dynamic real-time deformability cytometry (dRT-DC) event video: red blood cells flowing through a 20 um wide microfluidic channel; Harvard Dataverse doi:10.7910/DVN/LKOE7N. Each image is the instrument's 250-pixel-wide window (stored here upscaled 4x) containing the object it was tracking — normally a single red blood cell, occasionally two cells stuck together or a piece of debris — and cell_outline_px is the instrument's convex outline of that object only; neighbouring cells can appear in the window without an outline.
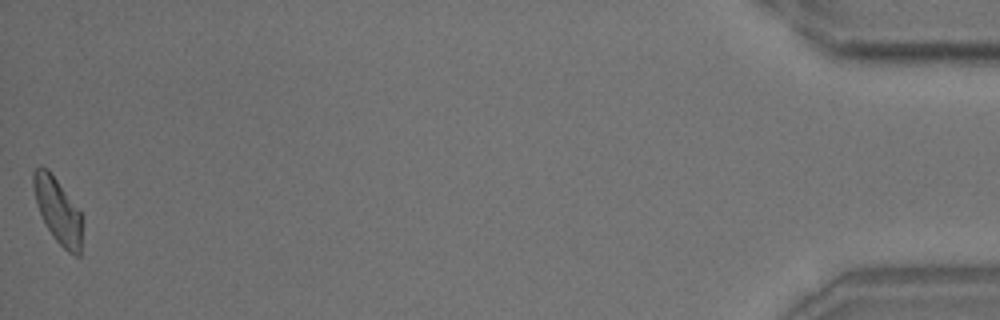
{"species": "common noctule bat (a hibernating species)", "species_latin": "Nyctalus noctula", "temperature_condition": "room temperature", "stored_images_in_passage": 39, "camera_frame_rate_fps": 3000, "um_per_image_px": 0.085, "animal": {"sex": "male", "body_mass_g": 18.8}, "frame": {"image": 1, "passage_image": 39, "time_ms": 12.667, "image_size_px": [1000, 320], "cell_outline_px": [[80, 256], [76, 256], [68, 252], [52, 236], [36, 204], [32, 184], [32, 172], [40, 164], [48, 168], [80, 212]], "centroid_in_image_um": [4.86, 17.84], "position_along_channel_um": 430.3, "area_um2": 18.09}, "authors_computed_cell_mechanics": {"area_um2": 19.0162, "velocity_mm_per_s": 3.7392, "shape_relaxation_time_tau1_ms": 5.1401, "shape_relaxation_time_tau2_ms": null, "deformation_change_tau1": 0.1282, "deformation_change_tau2": null}}